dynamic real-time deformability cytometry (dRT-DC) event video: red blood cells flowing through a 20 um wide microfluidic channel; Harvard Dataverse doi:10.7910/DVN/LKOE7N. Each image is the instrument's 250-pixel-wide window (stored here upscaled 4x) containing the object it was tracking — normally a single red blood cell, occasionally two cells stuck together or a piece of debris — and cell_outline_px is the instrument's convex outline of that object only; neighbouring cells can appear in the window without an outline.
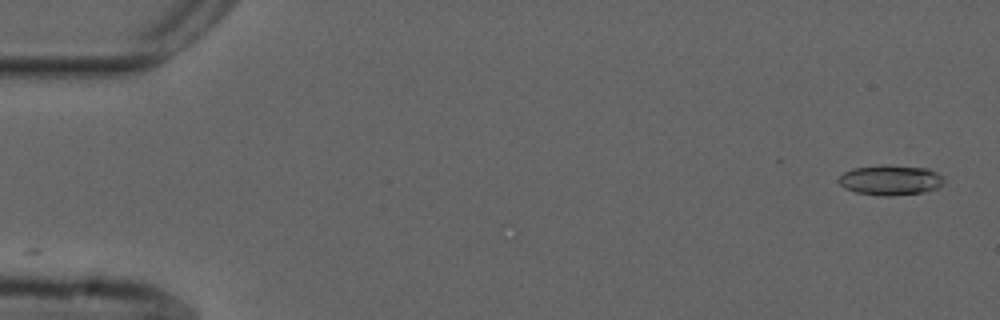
{"species": "common noctule bat (a hibernating species)", "species_latin": "Nyctalus noctula", "temperature_condition": "cold", "stored_images_in_passage": 53, "camera_frame_rate_fps": 3000, "um_per_image_px": 0.085, "animal": {"sex": "male", "forearm_length_mm": 52.5}, "frame": {"image": 1, "passage_image": 1, "time_ms": 0.0, "image_size_px": [1000, 320], "cell_outline_px": [[944, 184], [936, 188], [920, 192], [892, 196], [884, 196], [856, 192], [844, 188], [836, 180], [844, 172], [852, 168], [884, 164], [928, 168], [936, 172], [944, 180]], "centroid_in_image_um": [75.65, 15.29], "position_along_channel_um": 9.4, "area_um2": 18.5}}
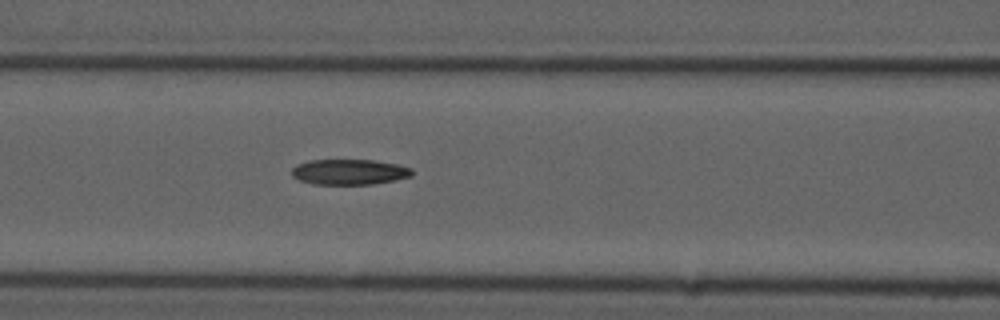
{"frame": {"image": 2, "passage_image": 22, "time_ms": 7.0, "image_size_px": [1000, 320], "cell_outline_px": [[412, 176], [372, 184], [312, 184], [300, 180], [292, 176], [292, 168], [296, 164], [312, 160], [372, 160], [396, 164], [412, 168]], "centroid_in_image_um": [29.66, 14.61], "position_along_channel_um": 136.9, "area_um2": 17.69}}
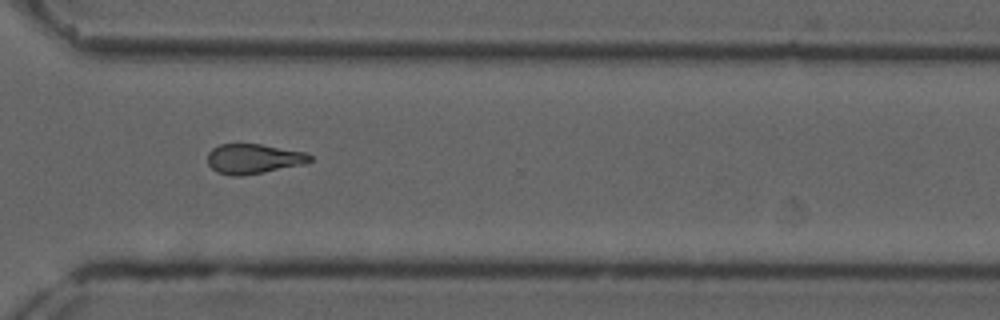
{"frame": {"image": 3, "passage_image": 39, "time_ms": 12.667, "image_size_px": [1000, 320], "cell_outline_px": [[312, 160], [304, 164], [264, 172], [240, 176], [232, 176], [216, 172], [208, 164], [208, 152], [212, 148], [220, 144], [260, 144], [304, 152], [312, 156]], "centroid_in_image_um": [21.52, 13.5], "position_along_channel_um": 349.1, "area_um2": 17.74}, "authors_computed_cell_mechanics": {"area_um2": 18.207, "velocity_mm_per_s": 3.7498, "shape_relaxation_time_tau1_ms": null, "shape_relaxation_time_tau2_ms": 8.3833, "deformation_change_tau1": null, "deformation_change_tau2": 0.211}}